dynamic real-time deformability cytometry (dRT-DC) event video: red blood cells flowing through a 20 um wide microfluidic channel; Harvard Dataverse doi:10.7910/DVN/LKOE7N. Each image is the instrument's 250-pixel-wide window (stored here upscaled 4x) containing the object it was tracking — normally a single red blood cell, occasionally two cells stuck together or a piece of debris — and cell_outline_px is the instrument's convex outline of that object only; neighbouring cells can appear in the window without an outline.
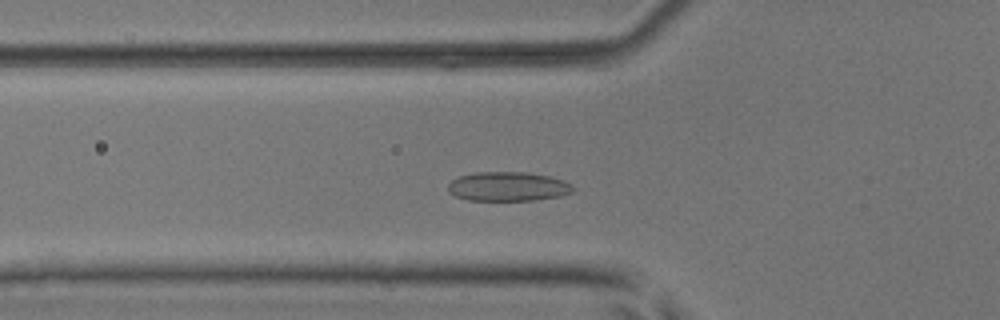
{"species": "common noctule bat (a hibernating species)", "species_latin": "Nyctalus noctula", "temperature_condition": "room temperature", "stored_images_in_passage": 48, "camera_frame_rate_fps": 3000, "um_per_image_px": 0.085, "animal": {"sex": "male", "body_mass_g": 17.9, "forearm_length_mm": 54.2}, "frame": {"image": 1, "passage_image": 14, "time_ms": 4.333, "image_size_px": [1000, 320], "cell_outline_px": [[576, 188], [572, 192], [560, 196], [532, 200], [468, 200], [456, 196], [448, 192], [448, 184], [452, 180], [460, 176], [476, 172], [528, 172], [548, 176], [572, 184]], "centroid_in_image_um": [43.17, 15.85], "position_along_channel_um": 82.6, "area_um2": 21.21}}
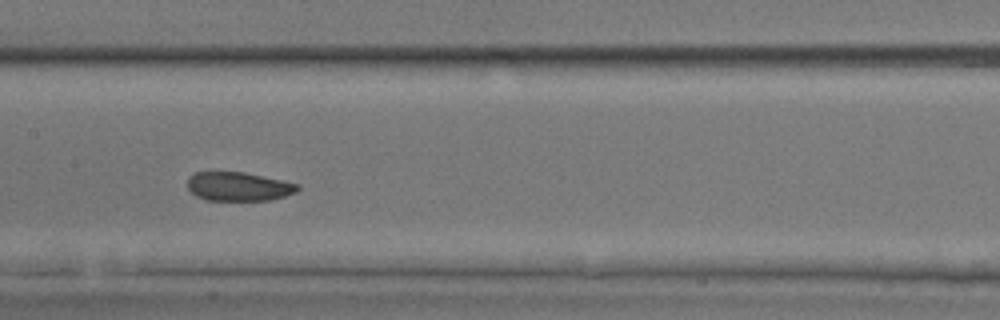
{"frame": {"image": 2, "passage_image": 22, "time_ms": 7.0, "image_size_px": [1000, 320], "cell_outline_px": [[300, 188], [296, 192], [272, 200], [208, 200], [196, 196], [188, 188], [188, 176], [196, 172], [244, 172], [300, 184]], "centroid_in_image_um": [20.29, 15.85], "position_along_channel_um": 187.1, "area_um2": 18.5}}
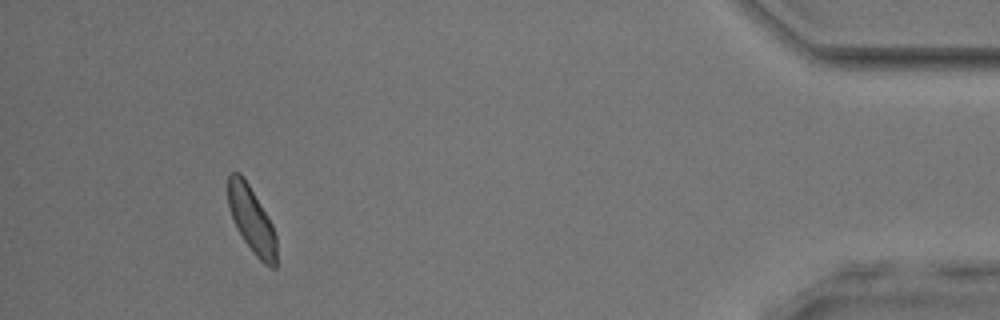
{"frame": {"image": 3, "passage_image": 44, "time_ms": 14.333, "image_size_px": [1000, 320], "cell_outline_px": [[276, 268], [272, 268], [264, 264], [252, 252], [244, 240], [228, 208], [228, 172], [240, 172], [244, 176], [268, 216], [272, 224], [276, 236]], "centroid_in_image_um": [21.39, 18.65], "position_along_channel_um": 413.8, "area_um2": 18.67}, "authors_computed_cell_mechanics": {"area_um2": 19.363, "velocity_mm_per_s": 3.9269, "shape_relaxation_time_tau1_ms": 2.8337, "shape_relaxation_time_tau2_ms": 3.7923, "deformation_change_tau1": 0.0612, "deformation_change_tau2": 0.0668}}